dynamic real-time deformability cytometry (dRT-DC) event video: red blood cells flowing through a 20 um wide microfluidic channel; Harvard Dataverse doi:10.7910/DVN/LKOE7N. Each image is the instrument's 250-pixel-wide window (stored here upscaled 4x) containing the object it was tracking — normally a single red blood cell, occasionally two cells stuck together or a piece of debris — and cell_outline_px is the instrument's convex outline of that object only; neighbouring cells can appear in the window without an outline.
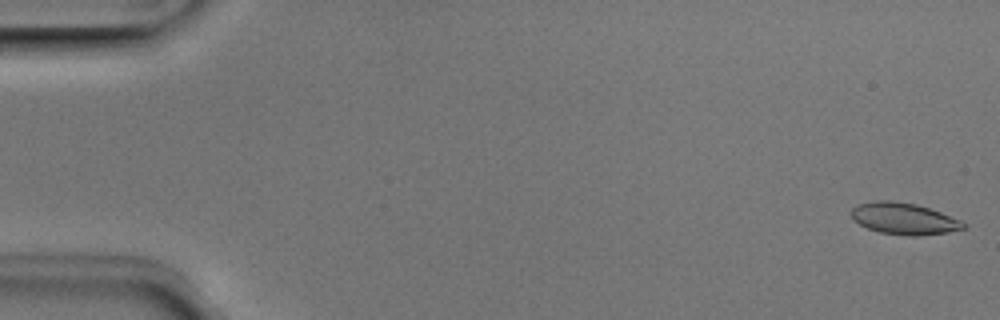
{"species": "Egyptian fruit bat (a non-hibernating species)", "species_latin": "Rousettus aegyptiacus", "temperature_condition": "room temperature", "stored_images_in_passage": 51, "camera_frame_rate_fps": 3000, "um_per_image_px": 0.085, "animal": {"sex": "male"}, "frame": {"image": 1, "passage_image": 1, "time_ms": 0.0, "image_size_px": [1000, 320], "cell_outline_px": [[968, 224], [964, 228], [948, 232], [920, 236], [912, 236], [880, 232], [868, 228], [852, 220], [848, 212], [856, 204], [876, 200], [892, 200], [916, 204], [940, 212], [960, 220]], "centroid_in_image_um": [76.78, 18.57], "position_along_channel_um": 8.2, "area_um2": 20.81}}
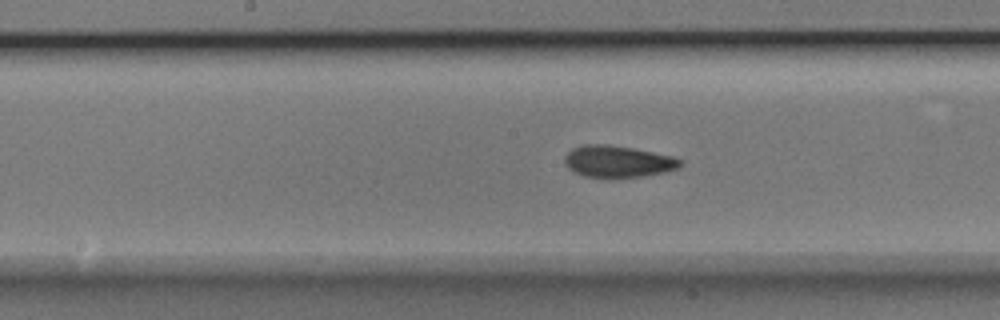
{"frame": {"image": 2, "passage_image": 26, "time_ms": 8.333, "image_size_px": [1000, 320], "cell_outline_px": [[684, 164], [680, 168], [664, 172], [644, 176], [604, 180], [584, 176], [568, 168], [564, 164], [564, 156], [572, 148], [584, 144], [608, 144], [632, 148], [672, 156], [684, 160]], "centroid_in_image_um": [52.52, 13.75], "position_along_channel_um": 195.7, "area_um2": 22.08}}
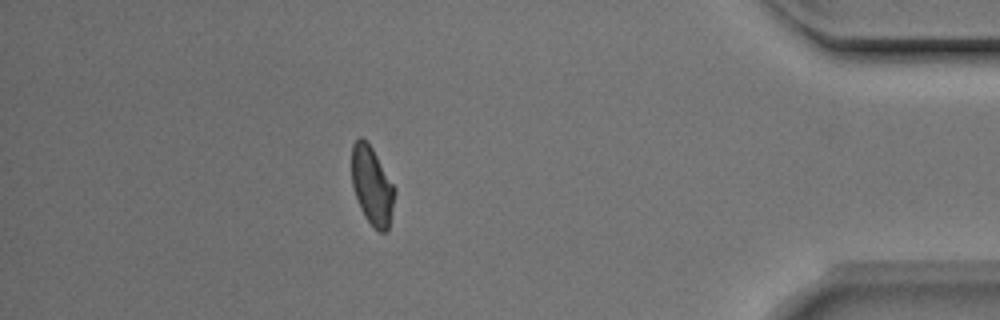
{"frame": {"image": 3, "passage_image": 45, "time_ms": 14.667, "image_size_px": [1000, 320], "cell_outline_px": [[396, 192], [388, 228], [384, 232], [380, 232], [364, 216], [360, 208], [352, 184], [352, 144], [360, 136], [372, 148], [396, 188]], "centroid_in_image_um": [31.63, 15.77], "position_along_channel_um": 403.6, "area_um2": 19.31}, "authors_computed_cell_mechanics": {"area_um2": 20.7502, "velocity_mm_per_s": 3.9614, "shape_relaxation_time_tau1_ms": 2.9717, "shape_relaxation_time_tau2_ms": 2.3475, "deformation_change_tau1": 0.1095, "deformation_change_tau2": 0.0795}}